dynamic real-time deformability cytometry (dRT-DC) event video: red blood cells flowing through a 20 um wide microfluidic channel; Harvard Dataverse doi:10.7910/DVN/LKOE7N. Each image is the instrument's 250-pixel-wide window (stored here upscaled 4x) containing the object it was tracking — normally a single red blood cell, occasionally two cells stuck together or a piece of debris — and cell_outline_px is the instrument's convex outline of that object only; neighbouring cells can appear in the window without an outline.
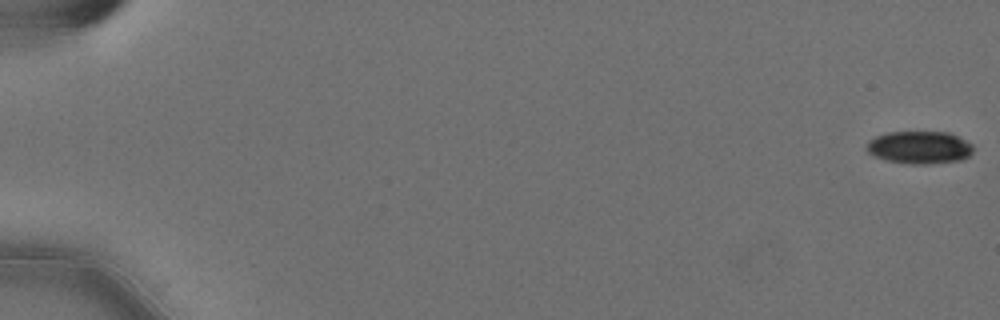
{"species": "Egyptian fruit bat (a non-hibernating species)", "species_latin": "Rousettus aegyptiacus", "temperature_condition": "cold", "stored_images_in_passage": 7, "camera_frame_rate_fps": 3000, "um_per_image_px": 0.085, "animal": {"sex": "female"}, "frame": {"image": 1, "passage_image": 1, "time_ms": 0.0, "image_size_px": [1000, 320], "cell_outline_px": [[972, 152], [968, 156], [960, 160], [928, 164], [908, 164], [884, 160], [868, 152], [868, 140], [884, 132], [948, 132], [960, 136], [972, 144]], "centroid_in_image_um": [78.16, 12.52], "position_along_channel_um": 6.8, "area_um2": 20.35}}